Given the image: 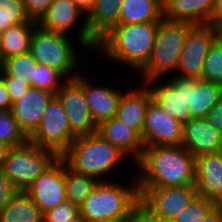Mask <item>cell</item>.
<instances>
[{"label": "cell", "mask_w": 222, "mask_h": 222, "mask_svg": "<svg viewBox=\"0 0 222 222\" xmlns=\"http://www.w3.org/2000/svg\"><path fill=\"white\" fill-rule=\"evenodd\" d=\"M142 171L138 188H165L195 185V157L182 145L146 146L135 163Z\"/></svg>", "instance_id": "6da1fadb"}, {"label": "cell", "mask_w": 222, "mask_h": 222, "mask_svg": "<svg viewBox=\"0 0 222 222\" xmlns=\"http://www.w3.org/2000/svg\"><path fill=\"white\" fill-rule=\"evenodd\" d=\"M158 23L119 24L97 44L96 50L139 72L150 59Z\"/></svg>", "instance_id": "7a4b0ae2"}, {"label": "cell", "mask_w": 222, "mask_h": 222, "mask_svg": "<svg viewBox=\"0 0 222 222\" xmlns=\"http://www.w3.org/2000/svg\"><path fill=\"white\" fill-rule=\"evenodd\" d=\"M125 156L95 132L76 137L61 157L73 171L102 182L104 180L100 177L112 171Z\"/></svg>", "instance_id": "3957f363"}, {"label": "cell", "mask_w": 222, "mask_h": 222, "mask_svg": "<svg viewBox=\"0 0 222 222\" xmlns=\"http://www.w3.org/2000/svg\"><path fill=\"white\" fill-rule=\"evenodd\" d=\"M140 201L138 181L133 186L98 182L79 207L84 221L112 220L124 222L129 211Z\"/></svg>", "instance_id": "277c9868"}, {"label": "cell", "mask_w": 222, "mask_h": 222, "mask_svg": "<svg viewBox=\"0 0 222 222\" xmlns=\"http://www.w3.org/2000/svg\"><path fill=\"white\" fill-rule=\"evenodd\" d=\"M192 25L164 19L159 21L150 59L140 70L148 86L158 81L164 73L177 71L186 34Z\"/></svg>", "instance_id": "5b68a950"}, {"label": "cell", "mask_w": 222, "mask_h": 222, "mask_svg": "<svg viewBox=\"0 0 222 222\" xmlns=\"http://www.w3.org/2000/svg\"><path fill=\"white\" fill-rule=\"evenodd\" d=\"M29 52L37 63L55 69L66 78L71 75L68 80L77 76V73H71L76 70L79 58L67 35L48 32L37 26L32 33Z\"/></svg>", "instance_id": "8992f818"}, {"label": "cell", "mask_w": 222, "mask_h": 222, "mask_svg": "<svg viewBox=\"0 0 222 222\" xmlns=\"http://www.w3.org/2000/svg\"><path fill=\"white\" fill-rule=\"evenodd\" d=\"M51 150L31 142L11 147L2 168L18 191L26 188L57 158Z\"/></svg>", "instance_id": "52a82bcc"}, {"label": "cell", "mask_w": 222, "mask_h": 222, "mask_svg": "<svg viewBox=\"0 0 222 222\" xmlns=\"http://www.w3.org/2000/svg\"><path fill=\"white\" fill-rule=\"evenodd\" d=\"M75 138L66 111L58 97L54 95L46 106L38 128L29 137V142L51 150L61 157Z\"/></svg>", "instance_id": "ba28073f"}, {"label": "cell", "mask_w": 222, "mask_h": 222, "mask_svg": "<svg viewBox=\"0 0 222 222\" xmlns=\"http://www.w3.org/2000/svg\"><path fill=\"white\" fill-rule=\"evenodd\" d=\"M219 36L220 29L209 23L193 24L186 34L177 66L178 75L174 76L201 79L206 55Z\"/></svg>", "instance_id": "9c48e42d"}, {"label": "cell", "mask_w": 222, "mask_h": 222, "mask_svg": "<svg viewBox=\"0 0 222 222\" xmlns=\"http://www.w3.org/2000/svg\"><path fill=\"white\" fill-rule=\"evenodd\" d=\"M142 203L162 222L173 220L198 196L196 186L139 188Z\"/></svg>", "instance_id": "30bf717a"}, {"label": "cell", "mask_w": 222, "mask_h": 222, "mask_svg": "<svg viewBox=\"0 0 222 222\" xmlns=\"http://www.w3.org/2000/svg\"><path fill=\"white\" fill-rule=\"evenodd\" d=\"M44 213L67 201L65 160L57 157L25 190Z\"/></svg>", "instance_id": "8fae6325"}, {"label": "cell", "mask_w": 222, "mask_h": 222, "mask_svg": "<svg viewBox=\"0 0 222 222\" xmlns=\"http://www.w3.org/2000/svg\"><path fill=\"white\" fill-rule=\"evenodd\" d=\"M121 1H95L92 11L80 28L78 40L81 46H85L86 49L96 50L97 44L119 25Z\"/></svg>", "instance_id": "7c38bea8"}, {"label": "cell", "mask_w": 222, "mask_h": 222, "mask_svg": "<svg viewBox=\"0 0 222 222\" xmlns=\"http://www.w3.org/2000/svg\"><path fill=\"white\" fill-rule=\"evenodd\" d=\"M141 139L144 147L181 145L182 124L151 101L146 109Z\"/></svg>", "instance_id": "4fadbf2b"}, {"label": "cell", "mask_w": 222, "mask_h": 222, "mask_svg": "<svg viewBox=\"0 0 222 222\" xmlns=\"http://www.w3.org/2000/svg\"><path fill=\"white\" fill-rule=\"evenodd\" d=\"M55 95L62 103L71 132L76 137L87 136L97 131L83 89L74 79H66Z\"/></svg>", "instance_id": "5bb4252c"}, {"label": "cell", "mask_w": 222, "mask_h": 222, "mask_svg": "<svg viewBox=\"0 0 222 222\" xmlns=\"http://www.w3.org/2000/svg\"><path fill=\"white\" fill-rule=\"evenodd\" d=\"M181 145L193 156L222 151V134L205 118L182 124Z\"/></svg>", "instance_id": "9a60e30c"}, {"label": "cell", "mask_w": 222, "mask_h": 222, "mask_svg": "<svg viewBox=\"0 0 222 222\" xmlns=\"http://www.w3.org/2000/svg\"><path fill=\"white\" fill-rule=\"evenodd\" d=\"M54 94L47 90L30 89L12 104L11 112L19 127L29 138L38 128L47 104Z\"/></svg>", "instance_id": "2e32d148"}, {"label": "cell", "mask_w": 222, "mask_h": 222, "mask_svg": "<svg viewBox=\"0 0 222 222\" xmlns=\"http://www.w3.org/2000/svg\"><path fill=\"white\" fill-rule=\"evenodd\" d=\"M195 186L198 196L222 202V151L195 157Z\"/></svg>", "instance_id": "e0dca14e"}, {"label": "cell", "mask_w": 222, "mask_h": 222, "mask_svg": "<svg viewBox=\"0 0 222 222\" xmlns=\"http://www.w3.org/2000/svg\"><path fill=\"white\" fill-rule=\"evenodd\" d=\"M78 75L74 80L82 87L89 111L96 126L116 115L121 91L109 87L92 86L88 79Z\"/></svg>", "instance_id": "ac0fdd59"}, {"label": "cell", "mask_w": 222, "mask_h": 222, "mask_svg": "<svg viewBox=\"0 0 222 222\" xmlns=\"http://www.w3.org/2000/svg\"><path fill=\"white\" fill-rule=\"evenodd\" d=\"M162 4L164 20L206 24L212 17L215 0H164Z\"/></svg>", "instance_id": "d6986e66"}, {"label": "cell", "mask_w": 222, "mask_h": 222, "mask_svg": "<svg viewBox=\"0 0 222 222\" xmlns=\"http://www.w3.org/2000/svg\"><path fill=\"white\" fill-rule=\"evenodd\" d=\"M96 132L125 155H133L134 162L141 159L144 150L141 136L115 117L100 123Z\"/></svg>", "instance_id": "ffe728a7"}, {"label": "cell", "mask_w": 222, "mask_h": 222, "mask_svg": "<svg viewBox=\"0 0 222 222\" xmlns=\"http://www.w3.org/2000/svg\"><path fill=\"white\" fill-rule=\"evenodd\" d=\"M151 101L148 86L122 93L115 118L134 129L141 136L146 109Z\"/></svg>", "instance_id": "44dd1931"}, {"label": "cell", "mask_w": 222, "mask_h": 222, "mask_svg": "<svg viewBox=\"0 0 222 222\" xmlns=\"http://www.w3.org/2000/svg\"><path fill=\"white\" fill-rule=\"evenodd\" d=\"M82 14L73 0H53L37 26L48 32L67 35Z\"/></svg>", "instance_id": "7402d4cb"}, {"label": "cell", "mask_w": 222, "mask_h": 222, "mask_svg": "<svg viewBox=\"0 0 222 222\" xmlns=\"http://www.w3.org/2000/svg\"><path fill=\"white\" fill-rule=\"evenodd\" d=\"M151 100L163 111L173 116L181 124L188 122L192 116L190 109L182 99V88L171 78L166 84L156 87L148 86Z\"/></svg>", "instance_id": "603a6c76"}, {"label": "cell", "mask_w": 222, "mask_h": 222, "mask_svg": "<svg viewBox=\"0 0 222 222\" xmlns=\"http://www.w3.org/2000/svg\"><path fill=\"white\" fill-rule=\"evenodd\" d=\"M163 19L160 0H122L119 24L159 22Z\"/></svg>", "instance_id": "cb8c5ba5"}, {"label": "cell", "mask_w": 222, "mask_h": 222, "mask_svg": "<svg viewBox=\"0 0 222 222\" xmlns=\"http://www.w3.org/2000/svg\"><path fill=\"white\" fill-rule=\"evenodd\" d=\"M222 96V84L192 78V98L189 106L192 118H205Z\"/></svg>", "instance_id": "d4e9b609"}, {"label": "cell", "mask_w": 222, "mask_h": 222, "mask_svg": "<svg viewBox=\"0 0 222 222\" xmlns=\"http://www.w3.org/2000/svg\"><path fill=\"white\" fill-rule=\"evenodd\" d=\"M36 22H26L9 27L1 33L2 61L30 51L32 33Z\"/></svg>", "instance_id": "484cf974"}, {"label": "cell", "mask_w": 222, "mask_h": 222, "mask_svg": "<svg viewBox=\"0 0 222 222\" xmlns=\"http://www.w3.org/2000/svg\"><path fill=\"white\" fill-rule=\"evenodd\" d=\"M0 222H43V213L25 191H18L0 213Z\"/></svg>", "instance_id": "4316f807"}, {"label": "cell", "mask_w": 222, "mask_h": 222, "mask_svg": "<svg viewBox=\"0 0 222 222\" xmlns=\"http://www.w3.org/2000/svg\"><path fill=\"white\" fill-rule=\"evenodd\" d=\"M97 183L98 181L95 179L70 169L65 161V188L67 201L79 208Z\"/></svg>", "instance_id": "83f0119b"}, {"label": "cell", "mask_w": 222, "mask_h": 222, "mask_svg": "<svg viewBox=\"0 0 222 222\" xmlns=\"http://www.w3.org/2000/svg\"><path fill=\"white\" fill-rule=\"evenodd\" d=\"M36 63L30 52L9 57L0 65V76H10L18 80L29 79L33 87L32 67Z\"/></svg>", "instance_id": "f1b7e54d"}, {"label": "cell", "mask_w": 222, "mask_h": 222, "mask_svg": "<svg viewBox=\"0 0 222 222\" xmlns=\"http://www.w3.org/2000/svg\"><path fill=\"white\" fill-rule=\"evenodd\" d=\"M29 141V138L19 127L11 111L0 110V142L10 147L21 146Z\"/></svg>", "instance_id": "f546056e"}, {"label": "cell", "mask_w": 222, "mask_h": 222, "mask_svg": "<svg viewBox=\"0 0 222 222\" xmlns=\"http://www.w3.org/2000/svg\"><path fill=\"white\" fill-rule=\"evenodd\" d=\"M31 21L25 13L23 0H0V33L13 25Z\"/></svg>", "instance_id": "4dcf8cb0"}, {"label": "cell", "mask_w": 222, "mask_h": 222, "mask_svg": "<svg viewBox=\"0 0 222 222\" xmlns=\"http://www.w3.org/2000/svg\"><path fill=\"white\" fill-rule=\"evenodd\" d=\"M32 69L33 87L37 89L47 90L55 95L64 84L60 83L64 76L45 64L36 63Z\"/></svg>", "instance_id": "1f68e13d"}, {"label": "cell", "mask_w": 222, "mask_h": 222, "mask_svg": "<svg viewBox=\"0 0 222 222\" xmlns=\"http://www.w3.org/2000/svg\"><path fill=\"white\" fill-rule=\"evenodd\" d=\"M202 80L222 84V37L219 36L209 48L204 60Z\"/></svg>", "instance_id": "d6a6232c"}, {"label": "cell", "mask_w": 222, "mask_h": 222, "mask_svg": "<svg viewBox=\"0 0 222 222\" xmlns=\"http://www.w3.org/2000/svg\"><path fill=\"white\" fill-rule=\"evenodd\" d=\"M218 204L208 198L197 196L173 222H199L208 215Z\"/></svg>", "instance_id": "836d02e7"}, {"label": "cell", "mask_w": 222, "mask_h": 222, "mask_svg": "<svg viewBox=\"0 0 222 222\" xmlns=\"http://www.w3.org/2000/svg\"><path fill=\"white\" fill-rule=\"evenodd\" d=\"M79 216V208L69 201L43 213V222H67Z\"/></svg>", "instance_id": "e575fe53"}, {"label": "cell", "mask_w": 222, "mask_h": 222, "mask_svg": "<svg viewBox=\"0 0 222 222\" xmlns=\"http://www.w3.org/2000/svg\"><path fill=\"white\" fill-rule=\"evenodd\" d=\"M8 91L12 104L19 100L31 87L29 79L18 80L10 76H0Z\"/></svg>", "instance_id": "d590c367"}, {"label": "cell", "mask_w": 222, "mask_h": 222, "mask_svg": "<svg viewBox=\"0 0 222 222\" xmlns=\"http://www.w3.org/2000/svg\"><path fill=\"white\" fill-rule=\"evenodd\" d=\"M53 0H23L24 10L31 21L38 22Z\"/></svg>", "instance_id": "8d00e7d4"}, {"label": "cell", "mask_w": 222, "mask_h": 222, "mask_svg": "<svg viewBox=\"0 0 222 222\" xmlns=\"http://www.w3.org/2000/svg\"><path fill=\"white\" fill-rule=\"evenodd\" d=\"M124 222H162L140 200L127 215Z\"/></svg>", "instance_id": "74e56055"}, {"label": "cell", "mask_w": 222, "mask_h": 222, "mask_svg": "<svg viewBox=\"0 0 222 222\" xmlns=\"http://www.w3.org/2000/svg\"><path fill=\"white\" fill-rule=\"evenodd\" d=\"M18 192L0 167V213L6 208L11 198Z\"/></svg>", "instance_id": "f35d334b"}, {"label": "cell", "mask_w": 222, "mask_h": 222, "mask_svg": "<svg viewBox=\"0 0 222 222\" xmlns=\"http://www.w3.org/2000/svg\"><path fill=\"white\" fill-rule=\"evenodd\" d=\"M171 78L180 88H182V99L186 106H190L192 98V78L183 76H173Z\"/></svg>", "instance_id": "ab89813d"}, {"label": "cell", "mask_w": 222, "mask_h": 222, "mask_svg": "<svg viewBox=\"0 0 222 222\" xmlns=\"http://www.w3.org/2000/svg\"><path fill=\"white\" fill-rule=\"evenodd\" d=\"M205 119L222 134V96Z\"/></svg>", "instance_id": "60d3db41"}, {"label": "cell", "mask_w": 222, "mask_h": 222, "mask_svg": "<svg viewBox=\"0 0 222 222\" xmlns=\"http://www.w3.org/2000/svg\"><path fill=\"white\" fill-rule=\"evenodd\" d=\"M11 107H12V101L9 97V94L3 82V79L0 77V110L10 111Z\"/></svg>", "instance_id": "b9f144b4"}, {"label": "cell", "mask_w": 222, "mask_h": 222, "mask_svg": "<svg viewBox=\"0 0 222 222\" xmlns=\"http://www.w3.org/2000/svg\"><path fill=\"white\" fill-rule=\"evenodd\" d=\"M209 24L216 28H222V0H215V5Z\"/></svg>", "instance_id": "7bdbcfd3"}, {"label": "cell", "mask_w": 222, "mask_h": 222, "mask_svg": "<svg viewBox=\"0 0 222 222\" xmlns=\"http://www.w3.org/2000/svg\"><path fill=\"white\" fill-rule=\"evenodd\" d=\"M199 222H222V209L219 204Z\"/></svg>", "instance_id": "ee69618b"}, {"label": "cell", "mask_w": 222, "mask_h": 222, "mask_svg": "<svg viewBox=\"0 0 222 222\" xmlns=\"http://www.w3.org/2000/svg\"><path fill=\"white\" fill-rule=\"evenodd\" d=\"M86 17L92 11L96 0H73Z\"/></svg>", "instance_id": "f6af8a7d"}, {"label": "cell", "mask_w": 222, "mask_h": 222, "mask_svg": "<svg viewBox=\"0 0 222 222\" xmlns=\"http://www.w3.org/2000/svg\"><path fill=\"white\" fill-rule=\"evenodd\" d=\"M11 147L5 143L0 142V167L3 165V161L7 157L8 151Z\"/></svg>", "instance_id": "bcb514c9"}, {"label": "cell", "mask_w": 222, "mask_h": 222, "mask_svg": "<svg viewBox=\"0 0 222 222\" xmlns=\"http://www.w3.org/2000/svg\"><path fill=\"white\" fill-rule=\"evenodd\" d=\"M67 222H84V220L82 219V217L79 215L77 218L67 221Z\"/></svg>", "instance_id": "7dc6e473"}, {"label": "cell", "mask_w": 222, "mask_h": 222, "mask_svg": "<svg viewBox=\"0 0 222 222\" xmlns=\"http://www.w3.org/2000/svg\"><path fill=\"white\" fill-rule=\"evenodd\" d=\"M84 222H121V221L101 220V221H84Z\"/></svg>", "instance_id": "c3c4849f"}, {"label": "cell", "mask_w": 222, "mask_h": 222, "mask_svg": "<svg viewBox=\"0 0 222 222\" xmlns=\"http://www.w3.org/2000/svg\"><path fill=\"white\" fill-rule=\"evenodd\" d=\"M1 33H0V65L2 63V50H1Z\"/></svg>", "instance_id": "681fc988"}, {"label": "cell", "mask_w": 222, "mask_h": 222, "mask_svg": "<svg viewBox=\"0 0 222 222\" xmlns=\"http://www.w3.org/2000/svg\"><path fill=\"white\" fill-rule=\"evenodd\" d=\"M220 36L222 37V28H220Z\"/></svg>", "instance_id": "f907efd6"}]
</instances>
